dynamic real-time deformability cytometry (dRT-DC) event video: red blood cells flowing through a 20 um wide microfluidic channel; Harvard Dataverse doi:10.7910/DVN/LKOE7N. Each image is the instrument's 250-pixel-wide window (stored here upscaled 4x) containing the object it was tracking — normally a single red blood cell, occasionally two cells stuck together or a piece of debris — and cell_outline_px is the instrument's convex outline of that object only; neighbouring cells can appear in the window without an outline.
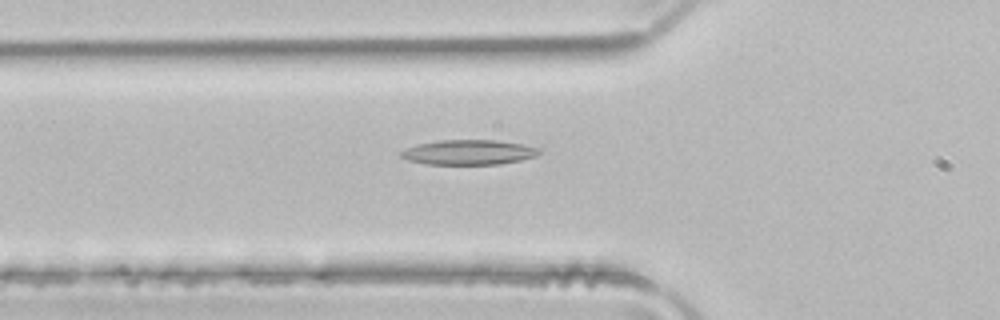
{"species": "common noctule bat (a hibernating species)", "species_latin": "Nyctalus noctula", "temperature_condition": "room temperature", "stored_images_in_passage": 40, "camera_frame_rate_fps": 3000, "um_per_image_px": 0.085, "animal": {"sex": "male", "body_mass_g": 21.5, "forearm_length_mm": 52.0}, "frame": {"image": 1, "passage_image": 11, "time_ms": 3.333, "image_size_px": [1000, 320], "cell_outline_px": [[544, 152], [536, 156], [520, 160], [500, 164], [424, 164], [408, 160], [400, 156], [400, 152], [416, 144], [440, 140], [496, 140], [524, 144], [540, 148]], "centroid_in_image_um": [39.88, 12.94], "position_along_channel_um": 85.9, "area_um2": 20.17}}
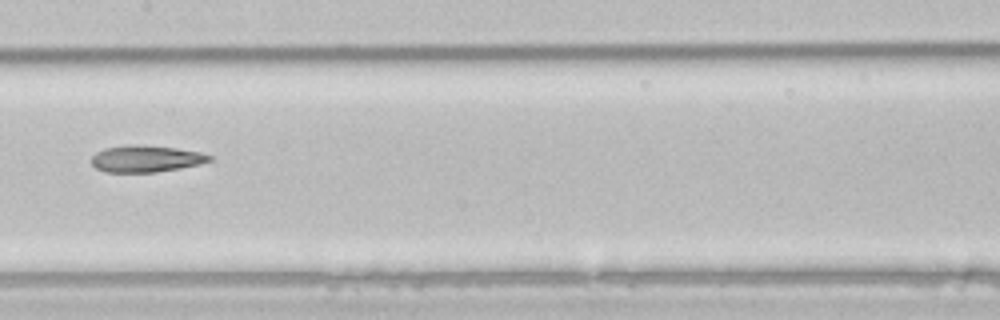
{"frame": {"image": 2, "passage_image": 19, "time_ms": 6.0, "image_size_px": [1000, 320], "cell_outline_px": [[212, 160], [200, 164], [180, 168], [156, 172], [104, 172], [96, 168], [92, 164], [92, 156], [96, 152], [104, 148], [128, 144], [140, 144], [176, 148], [200, 152], [212, 156]], "centroid_in_image_um": [12.39, 13.48], "position_along_channel_um": 195.0, "area_um2": 18.5}}
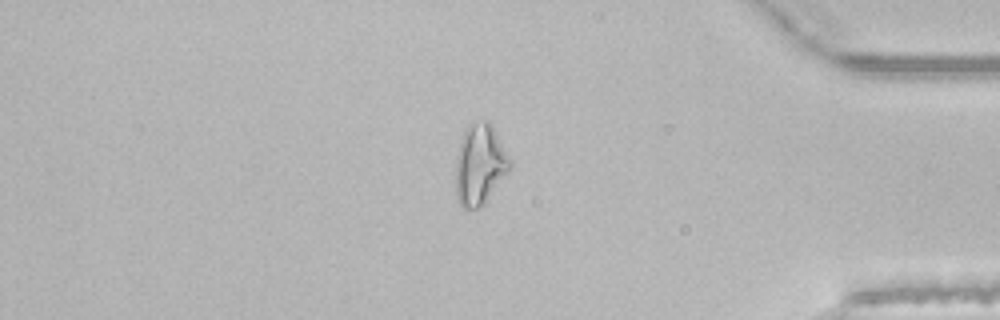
{"frame": {"image": 3, "passage_image": 36, "time_ms": 11.667, "image_size_px": [1000, 320], "cell_outline_px": [[512, 168], [484, 200], [476, 208], [460, 208], [456, 196], [456, 156], [460, 140], [468, 124], [472, 120], [488, 120], [512, 160]], "centroid_in_image_um": [40.77, 13.92], "position_along_channel_um": 394.4, "area_um2": 25.32}, "authors_computed_cell_mechanics": {"area_um2": 19.652, "velocity_mm_per_s": 4.05, "shape_relaxation_time_tau1_ms": 11.131, "shape_relaxation_time_tau2_ms": 5.5365, "deformation_change_tau1": 0.2556, "deformation_change_tau2": 0.1811}}